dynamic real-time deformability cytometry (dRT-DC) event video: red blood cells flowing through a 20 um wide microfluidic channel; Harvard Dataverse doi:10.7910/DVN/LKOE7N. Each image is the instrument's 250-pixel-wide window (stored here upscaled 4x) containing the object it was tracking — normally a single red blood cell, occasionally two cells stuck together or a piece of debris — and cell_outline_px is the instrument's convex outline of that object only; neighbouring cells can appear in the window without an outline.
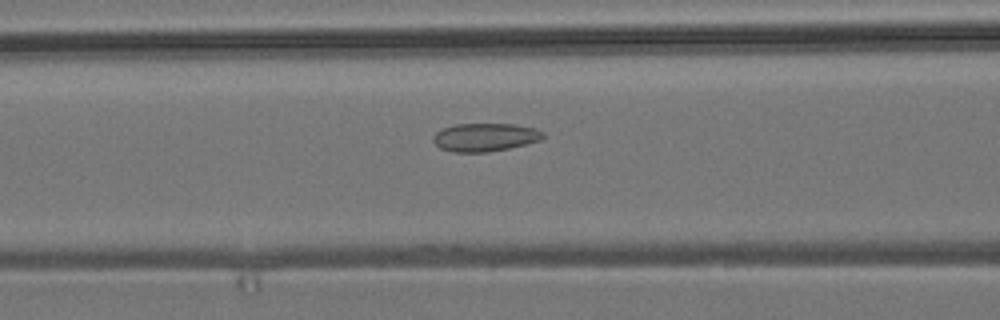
{"species": "common noctule bat (a hibernating species)", "species_latin": "Nyctalus noctula", "temperature_condition": "room temperature", "stored_images_in_passage": 34, "camera_frame_rate_fps": 3000, "um_per_image_px": 0.085, "animal": {"sex": "male", "body_mass_g": 19.2, "forearm_length_mm": 51.8}, "frame": {"image": 1, "passage_image": 13, "time_ms": 4.0, "image_size_px": [1000, 320], "cell_outline_px": [[544, 136], [540, 140], [508, 148], [488, 152], [452, 152], [440, 148], [432, 140], [432, 136], [436, 132], [444, 128], [456, 124], [512, 124], [536, 128], [544, 132]], "centroid_in_image_um": [41.21, 11.66], "position_along_channel_um": 125.4, "area_um2": 17.98}}
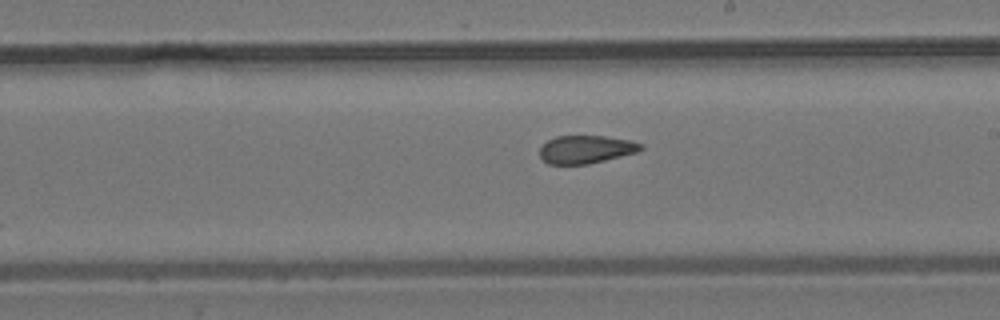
{"frame": {"image": 2, "passage_image": 22, "time_ms": 7.0, "image_size_px": [1000, 320], "cell_outline_px": [[644, 148], [636, 152], [588, 164], [548, 164], [540, 156], [540, 148], [548, 140], [556, 136], [604, 136], [632, 140], [644, 144]], "centroid_in_image_um": [49.83, 12.69], "position_along_channel_um": 239.2, "area_um2": 16.42}}
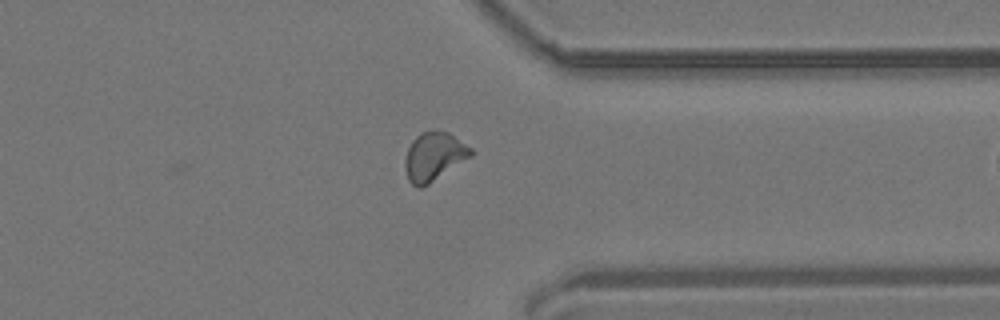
{"frame": {"image": 3, "passage_image": 33, "time_ms": 10.667, "image_size_px": [1000, 320], "cell_outline_px": [[476, 152], [472, 156], [428, 184], [420, 188], [412, 184], [408, 180], [404, 168], [404, 160], [408, 148], [412, 140], [420, 132], [448, 132], [472, 148]], "centroid_in_image_um": [36.88, 13.31], "position_along_channel_um": 374.5, "area_um2": 18.5}}